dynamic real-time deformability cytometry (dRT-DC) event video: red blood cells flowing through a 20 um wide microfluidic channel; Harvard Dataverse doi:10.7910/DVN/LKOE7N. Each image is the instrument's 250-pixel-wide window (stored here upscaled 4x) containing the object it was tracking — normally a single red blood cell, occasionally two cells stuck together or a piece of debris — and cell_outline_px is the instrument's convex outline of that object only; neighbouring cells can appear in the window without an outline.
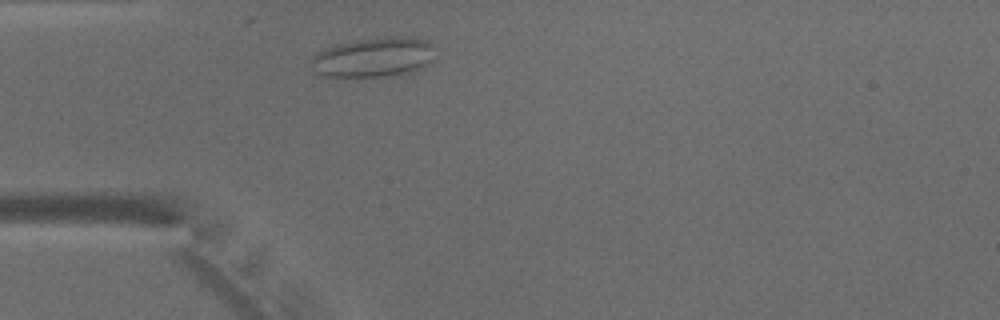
{"species": "common noctule bat (a hibernating species)", "species_latin": "Nyctalus noctula", "temperature_condition": "warm", "stored_images_in_passage": 1, "camera_frame_rate_fps": 3000, "um_per_image_px": 0.085, "animal": {"sex": "male", "body_mass_g": 15.6}, "frame": {"image": 1, "passage_image": 1, "time_ms": 0.0, "image_size_px": [1000, 320], "cell_outline_px": [[432, 60], [408, 72], [396, 76], [316, 76], [308, 64], [308, 60], [320, 52], [336, 44], [356, 40], [388, 36], [408, 36], [432, 40]], "centroid_in_image_um": [31.7, 4.86], "position_along_channel_um": 53.3, "area_um2": 28.78}}